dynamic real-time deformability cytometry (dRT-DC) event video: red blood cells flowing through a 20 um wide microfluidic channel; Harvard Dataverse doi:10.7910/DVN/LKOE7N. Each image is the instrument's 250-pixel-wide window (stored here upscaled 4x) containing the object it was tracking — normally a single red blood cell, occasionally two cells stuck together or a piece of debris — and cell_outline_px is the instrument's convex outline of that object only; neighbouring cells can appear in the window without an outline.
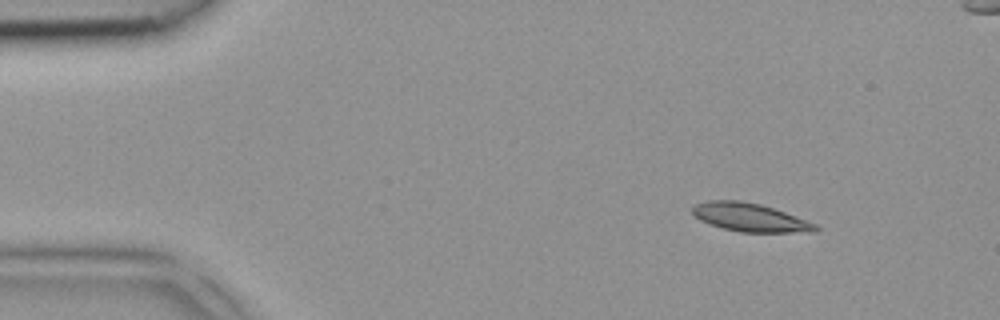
{"species": "common noctule bat (a hibernating species)", "species_latin": "Nyctalus noctula", "temperature_condition": "room temperature", "stored_images_in_passage": 4, "camera_frame_rate_fps": 3000, "um_per_image_px": 0.085, "animal": {"sex": "female", "body_mass_g": 18.4}, "frame": {"image": 1, "passage_image": 2, "time_ms": 0.333, "image_size_px": [1000, 320], "cell_outline_px": [[820, 228], [816, 232], [740, 232], [724, 228], [700, 220], [692, 212], [692, 208], [696, 204], [708, 200], [740, 200], [760, 204], [784, 212], [816, 224]], "centroid_in_image_um": [63.76, 18.48], "position_along_channel_um": 21.2, "area_um2": 20.06}}